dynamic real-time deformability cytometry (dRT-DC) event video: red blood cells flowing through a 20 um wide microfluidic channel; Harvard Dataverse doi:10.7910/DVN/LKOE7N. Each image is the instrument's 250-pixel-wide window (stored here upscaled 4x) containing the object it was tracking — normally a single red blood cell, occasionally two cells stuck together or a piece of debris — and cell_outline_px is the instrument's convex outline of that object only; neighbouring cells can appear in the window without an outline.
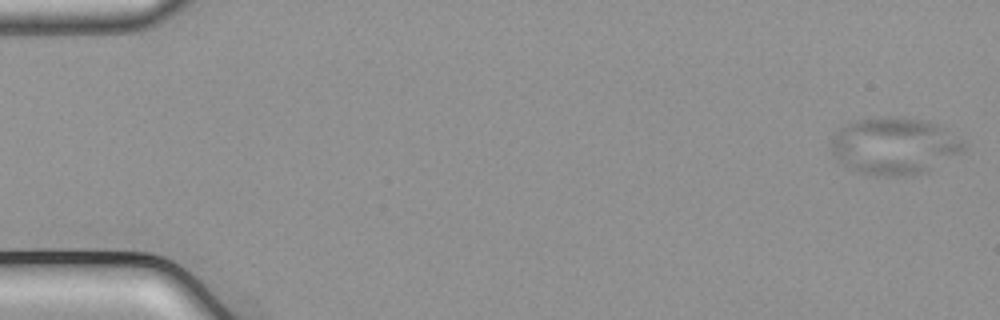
{"species": "common noctule bat (a hibernating species)", "species_latin": "Nyctalus noctula", "temperature_condition": "cold", "stored_images_in_passage": 53, "camera_frame_rate_fps": 3000, "um_per_image_px": 0.085, "animal": {"sex": "male", "body_mass_g": 21.5, "forearm_length_mm": 52.0}, "frame": {"image": 1, "passage_image": 1, "time_ms": 0.0, "image_size_px": [1000, 320], "cell_outline_px": [[964, 148], [960, 152], [924, 172], [904, 176], [876, 176], [856, 172], [840, 164], [832, 152], [832, 140], [836, 132], [840, 128], [856, 120], [892, 116], [900, 116], [928, 120], [936, 124], [960, 140], [964, 144]], "centroid_in_image_um": [75.95, 12.41], "position_along_channel_um": 9.1, "area_um2": 43.58}}
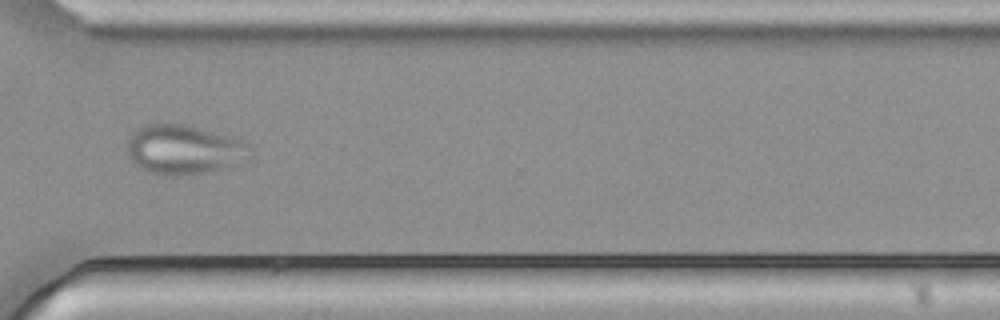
{"frame": {"image": 2, "passage_image": 40, "time_ms": 13.0, "image_size_px": [1000, 320], "cell_outline_px": [[252, 148], [224, 168], [208, 172], [184, 176], [168, 176], [148, 172], [132, 164], [128, 156], [128, 144], [136, 128], [144, 124], [188, 124], [248, 140]], "centroid_in_image_um": [15.57, 12.7], "position_along_channel_um": 355.0, "area_um2": 35.37}}
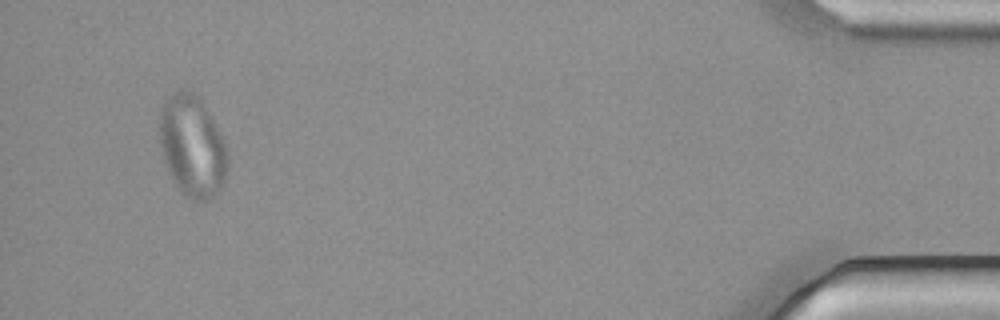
{"frame": {"image": 3, "passage_image": 51, "time_ms": 16.667, "image_size_px": [1000, 320], "cell_outline_px": [[228, 168], [224, 180], [220, 188], [208, 200], [192, 200], [176, 184], [168, 172], [160, 148], [160, 108], [176, 92], [196, 92], [200, 96], [224, 140], [228, 148]], "centroid_in_image_um": [16.37, 12.42], "position_along_channel_um": 418.8, "area_um2": 39.82}}